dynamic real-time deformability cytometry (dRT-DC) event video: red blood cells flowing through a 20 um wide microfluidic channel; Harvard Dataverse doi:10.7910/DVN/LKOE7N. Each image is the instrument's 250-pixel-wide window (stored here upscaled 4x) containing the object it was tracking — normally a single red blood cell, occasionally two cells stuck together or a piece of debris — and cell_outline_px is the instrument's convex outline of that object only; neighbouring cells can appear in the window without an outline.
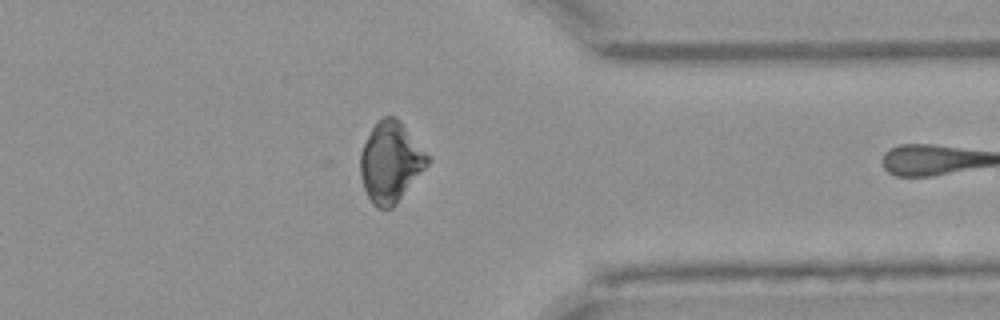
{"species": "Egyptian fruit bat (a non-hibernating species)", "species_latin": "Rousettus aegyptiacus", "temperature_condition": "warm", "stored_images_in_passage": 31, "camera_frame_rate_fps": 3000, "um_per_image_px": 0.085, "animal": {"sex": "female"}, "frame": {"image": 1, "passage_image": 30, "time_ms": 9.667, "image_size_px": [1000, 320], "cell_outline_px": [[432, 160], [396, 204], [392, 208], [380, 208], [372, 204], [364, 188], [360, 176], [360, 152], [372, 128], [384, 116], [396, 116], [400, 120], [432, 156]], "centroid_in_image_um": [33.24, 13.76], "position_along_channel_um": 378.2, "area_um2": 31.73}}